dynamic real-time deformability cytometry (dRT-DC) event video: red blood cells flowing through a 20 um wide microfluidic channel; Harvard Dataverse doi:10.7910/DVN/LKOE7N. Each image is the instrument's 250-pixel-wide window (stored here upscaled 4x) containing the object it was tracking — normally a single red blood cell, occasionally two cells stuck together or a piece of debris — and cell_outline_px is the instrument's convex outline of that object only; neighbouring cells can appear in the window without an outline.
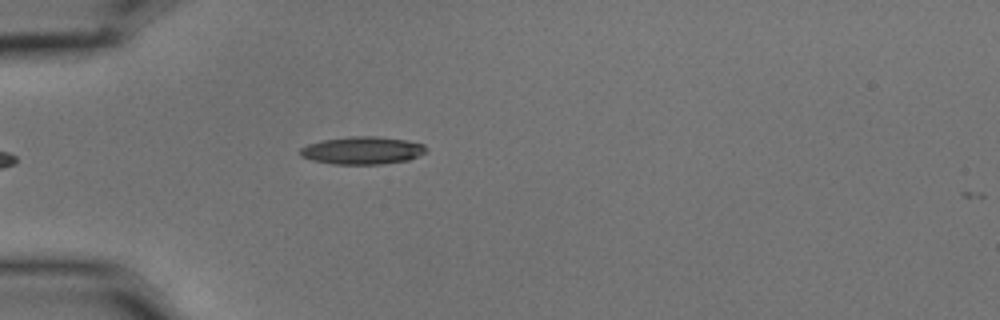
{"species": "common noctule bat (a hibernating species)", "species_latin": "Nyctalus noctula", "temperature_condition": "cold", "stored_images_in_passage": 5, "camera_frame_rate_fps": 3000, "um_per_image_px": 0.085, "animal": {"sex": "male", "body_mass_g": 15.6}, "frame": {"image": 1, "passage_image": 4, "time_ms": 1.0, "image_size_px": [1000, 320], "cell_outline_px": [[428, 148], [424, 152], [408, 160], [380, 164], [332, 164], [312, 160], [300, 156], [300, 148], [308, 144], [324, 140], [352, 136], [380, 136], [404, 140], [424, 144]], "centroid_in_image_um": [30.78, 12.78], "position_along_channel_um": 54.2, "area_um2": 20.17}}